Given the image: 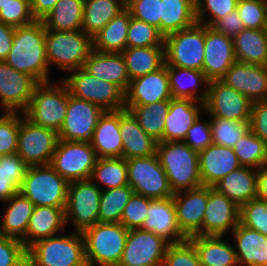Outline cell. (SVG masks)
<instances>
[{
	"mask_svg": "<svg viewBox=\"0 0 267 266\" xmlns=\"http://www.w3.org/2000/svg\"><path fill=\"white\" fill-rule=\"evenodd\" d=\"M220 80L253 103L267 100V66L236 61Z\"/></svg>",
	"mask_w": 267,
	"mask_h": 266,
	"instance_id": "obj_21",
	"label": "cell"
},
{
	"mask_svg": "<svg viewBox=\"0 0 267 266\" xmlns=\"http://www.w3.org/2000/svg\"><path fill=\"white\" fill-rule=\"evenodd\" d=\"M239 266H267V237L239 223L231 232Z\"/></svg>",
	"mask_w": 267,
	"mask_h": 266,
	"instance_id": "obj_28",
	"label": "cell"
},
{
	"mask_svg": "<svg viewBox=\"0 0 267 266\" xmlns=\"http://www.w3.org/2000/svg\"><path fill=\"white\" fill-rule=\"evenodd\" d=\"M90 180L101 190L128 185L126 159L123 157L98 158Z\"/></svg>",
	"mask_w": 267,
	"mask_h": 266,
	"instance_id": "obj_42",
	"label": "cell"
},
{
	"mask_svg": "<svg viewBox=\"0 0 267 266\" xmlns=\"http://www.w3.org/2000/svg\"><path fill=\"white\" fill-rule=\"evenodd\" d=\"M68 185L50 165L28 166L19 192L35 207L66 208Z\"/></svg>",
	"mask_w": 267,
	"mask_h": 266,
	"instance_id": "obj_7",
	"label": "cell"
},
{
	"mask_svg": "<svg viewBox=\"0 0 267 266\" xmlns=\"http://www.w3.org/2000/svg\"><path fill=\"white\" fill-rule=\"evenodd\" d=\"M83 69L99 80L116 84L124 92L128 88L130 78L127 74L125 59L121 53L92 50Z\"/></svg>",
	"mask_w": 267,
	"mask_h": 266,
	"instance_id": "obj_26",
	"label": "cell"
},
{
	"mask_svg": "<svg viewBox=\"0 0 267 266\" xmlns=\"http://www.w3.org/2000/svg\"><path fill=\"white\" fill-rule=\"evenodd\" d=\"M240 223L267 237V202L252 199L240 208Z\"/></svg>",
	"mask_w": 267,
	"mask_h": 266,
	"instance_id": "obj_51",
	"label": "cell"
},
{
	"mask_svg": "<svg viewBox=\"0 0 267 266\" xmlns=\"http://www.w3.org/2000/svg\"><path fill=\"white\" fill-rule=\"evenodd\" d=\"M27 266H88L81 232L36 241L27 248Z\"/></svg>",
	"mask_w": 267,
	"mask_h": 266,
	"instance_id": "obj_3",
	"label": "cell"
},
{
	"mask_svg": "<svg viewBox=\"0 0 267 266\" xmlns=\"http://www.w3.org/2000/svg\"><path fill=\"white\" fill-rule=\"evenodd\" d=\"M141 229L162 237L169 244L182 243L188 239L179 228L173 197L151 199Z\"/></svg>",
	"mask_w": 267,
	"mask_h": 266,
	"instance_id": "obj_23",
	"label": "cell"
},
{
	"mask_svg": "<svg viewBox=\"0 0 267 266\" xmlns=\"http://www.w3.org/2000/svg\"><path fill=\"white\" fill-rule=\"evenodd\" d=\"M253 102L221 80L209 81L205 115L250 123Z\"/></svg>",
	"mask_w": 267,
	"mask_h": 266,
	"instance_id": "obj_14",
	"label": "cell"
},
{
	"mask_svg": "<svg viewBox=\"0 0 267 266\" xmlns=\"http://www.w3.org/2000/svg\"><path fill=\"white\" fill-rule=\"evenodd\" d=\"M46 57L49 68L57 67L63 73L83 68L93 50L92 37L78 31L46 30ZM53 65V66H52Z\"/></svg>",
	"mask_w": 267,
	"mask_h": 266,
	"instance_id": "obj_4",
	"label": "cell"
},
{
	"mask_svg": "<svg viewBox=\"0 0 267 266\" xmlns=\"http://www.w3.org/2000/svg\"><path fill=\"white\" fill-rule=\"evenodd\" d=\"M121 54L130 80L154 72L165 64L164 46L127 47Z\"/></svg>",
	"mask_w": 267,
	"mask_h": 266,
	"instance_id": "obj_38",
	"label": "cell"
},
{
	"mask_svg": "<svg viewBox=\"0 0 267 266\" xmlns=\"http://www.w3.org/2000/svg\"><path fill=\"white\" fill-rule=\"evenodd\" d=\"M237 3L238 0H195L196 21L211 27L218 19L236 10Z\"/></svg>",
	"mask_w": 267,
	"mask_h": 266,
	"instance_id": "obj_48",
	"label": "cell"
},
{
	"mask_svg": "<svg viewBox=\"0 0 267 266\" xmlns=\"http://www.w3.org/2000/svg\"><path fill=\"white\" fill-rule=\"evenodd\" d=\"M236 10L245 29L267 28V0H238Z\"/></svg>",
	"mask_w": 267,
	"mask_h": 266,
	"instance_id": "obj_49",
	"label": "cell"
},
{
	"mask_svg": "<svg viewBox=\"0 0 267 266\" xmlns=\"http://www.w3.org/2000/svg\"><path fill=\"white\" fill-rule=\"evenodd\" d=\"M232 38L205 25L203 72L209 81L220 80L236 62Z\"/></svg>",
	"mask_w": 267,
	"mask_h": 266,
	"instance_id": "obj_20",
	"label": "cell"
},
{
	"mask_svg": "<svg viewBox=\"0 0 267 266\" xmlns=\"http://www.w3.org/2000/svg\"><path fill=\"white\" fill-rule=\"evenodd\" d=\"M216 32L224 34L227 37L234 38L239 32L245 29L243 22L239 17L237 10L227 14L225 17L218 19L212 26Z\"/></svg>",
	"mask_w": 267,
	"mask_h": 266,
	"instance_id": "obj_59",
	"label": "cell"
},
{
	"mask_svg": "<svg viewBox=\"0 0 267 266\" xmlns=\"http://www.w3.org/2000/svg\"><path fill=\"white\" fill-rule=\"evenodd\" d=\"M214 144L233 148L236 142L250 130V123L209 116Z\"/></svg>",
	"mask_w": 267,
	"mask_h": 266,
	"instance_id": "obj_46",
	"label": "cell"
},
{
	"mask_svg": "<svg viewBox=\"0 0 267 266\" xmlns=\"http://www.w3.org/2000/svg\"><path fill=\"white\" fill-rule=\"evenodd\" d=\"M196 22L195 0H161L160 32L164 36Z\"/></svg>",
	"mask_w": 267,
	"mask_h": 266,
	"instance_id": "obj_37",
	"label": "cell"
},
{
	"mask_svg": "<svg viewBox=\"0 0 267 266\" xmlns=\"http://www.w3.org/2000/svg\"><path fill=\"white\" fill-rule=\"evenodd\" d=\"M129 230L121 223H97L81 233L88 266H118Z\"/></svg>",
	"mask_w": 267,
	"mask_h": 266,
	"instance_id": "obj_5",
	"label": "cell"
},
{
	"mask_svg": "<svg viewBox=\"0 0 267 266\" xmlns=\"http://www.w3.org/2000/svg\"><path fill=\"white\" fill-rule=\"evenodd\" d=\"M125 5L126 0H85L82 30L95 36Z\"/></svg>",
	"mask_w": 267,
	"mask_h": 266,
	"instance_id": "obj_41",
	"label": "cell"
},
{
	"mask_svg": "<svg viewBox=\"0 0 267 266\" xmlns=\"http://www.w3.org/2000/svg\"><path fill=\"white\" fill-rule=\"evenodd\" d=\"M2 204L5 209L0 223V235L19 239L26 247V231L34 204L20 192Z\"/></svg>",
	"mask_w": 267,
	"mask_h": 266,
	"instance_id": "obj_33",
	"label": "cell"
},
{
	"mask_svg": "<svg viewBox=\"0 0 267 266\" xmlns=\"http://www.w3.org/2000/svg\"><path fill=\"white\" fill-rule=\"evenodd\" d=\"M101 193L90 179L69 182L65 220L72 231L82 232L99 222Z\"/></svg>",
	"mask_w": 267,
	"mask_h": 266,
	"instance_id": "obj_10",
	"label": "cell"
},
{
	"mask_svg": "<svg viewBox=\"0 0 267 266\" xmlns=\"http://www.w3.org/2000/svg\"><path fill=\"white\" fill-rule=\"evenodd\" d=\"M27 168L28 165L17 153L0 158V202L19 192Z\"/></svg>",
	"mask_w": 267,
	"mask_h": 266,
	"instance_id": "obj_43",
	"label": "cell"
},
{
	"mask_svg": "<svg viewBox=\"0 0 267 266\" xmlns=\"http://www.w3.org/2000/svg\"><path fill=\"white\" fill-rule=\"evenodd\" d=\"M105 111L92 102L75 98L68 90V107L59 139L90 142L100 117Z\"/></svg>",
	"mask_w": 267,
	"mask_h": 266,
	"instance_id": "obj_15",
	"label": "cell"
},
{
	"mask_svg": "<svg viewBox=\"0 0 267 266\" xmlns=\"http://www.w3.org/2000/svg\"><path fill=\"white\" fill-rule=\"evenodd\" d=\"M240 223V207L209 186V198L203 219L202 235L227 236Z\"/></svg>",
	"mask_w": 267,
	"mask_h": 266,
	"instance_id": "obj_19",
	"label": "cell"
},
{
	"mask_svg": "<svg viewBox=\"0 0 267 266\" xmlns=\"http://www.w3.org/2000/svg\"><path fill=\"white\" fill-rule=\"evenodd\" d=\"M59 0H30L32 15L36 20H42Z\"/></svg>",
	"mask_w": 267,
	"mask_h": 266,
	"instance_id": "obj_61",
	"label": "cell"
},
{
	"mask_svg": "<svg viewBox=\"0 0 267 266\" xmlns=\"http://www.w3.org/2000/svg\"><path fill=\"white\" fill-rule=\"evenodd\" d=\"M257 198L267 202V164L257 169Z\"/></svg>",
	"mask_w": 267,
	"mask_h": 266,
	"instance_id": "obj_62",
	"label": "cell"
},
{
	"mask_svg": "<svg viewBox=\"0 0 267 266\" xmlns=\"http://www.w3.org/2000/svg\"><path fill=\"white\" fill-rule=\"evenodd\" d=\"M2 113L0 115V152L2 155L15 154L17 152L20 112Z\"/></svg>",
	"mask_w": 267,
	"mask_h": 266,
	"instance_id": "obj_50",
	"label": "cell"
},
{
	"mask_svg": "<svg viewBox=\"0 0 267 266\" xmlns=\"http://www.w3.org/2000/svg\"><path fill=\"white\" fill-rule=\"evenodd\" d=\"M65 208L53 206L34 207L26 231V248L36 241L53 237L66 231ZM62 231V232H61Z\"/></svg>",
	"mask_w": 267,
	"mask_h": 266,
	"instance_id": "obj_31",
	"label": "cell"
},
{
	"mask_svg": "<svg viewBox=\"0 0 267 266\" xmlns=\"http://www.w3.org/2000/svg\"><path fill=\"white\" fill-rule=\"evenodd\" d=\"M233 41L237 61L267 66L266 29H243Z\"/></svg>",
	"mask_w": 267,
	"mask_h": 266,
	"instance_id": "obj_36",
	"label": "cell"
},
{
	"mask_svg": "<svg viewBox=\"0 0 267 266\" xmlns=\"http://www.w3.org/2000/svg\"><path fill=\"white\" fill-rule=\"evenodd\" d=\"M224 236L195 235L188 240L194 245L201 266H239L233 244Z\"/></svg>",
	"mask_w": 267,
	"mask_h": 266,
	"instance_id": "obj_34",
	"label": "cell"
},
{
	"mask_svg": "<svg viewBox=\"0 0 267 266\" xmlns=\"http://www.w3.org/2000/svg\"><path fill=\"white\" fill-rule=\"evenodd\" d=\"M169 243L141 228L130 229L118 266H163Z\"/></svg>",
	"mask_w": 267,
	"mask_h": 266,
	"instance_id": "obj_16",
	"label": "cell"
},
{
	"mask_svg": "<svg viewBox=\"0 0 267 266\" xmlns=\"http://www.w3.org/2000/svg\"><path fill=\"white\" fill-rule=\"evenodd\" d=\"M150 202V198L133 193L123 210L120 223L128 230L141 228L147 218Z\"/></svg>",
	"mask_w": 267,
	"mask_h": 266,
	"instance_id": "obj_54",
	"label": "cell"
},
{
	"mask_svg": "<svg viewBox=\"0 0 267 266\" xmlns=\"http://www.w3.org/2000/svg\"><path fill=\"white\" fill-rule=\"evenodd\" d=\"M125 7L92 37L93 50L98 52L122 53L127 48V31L131 19Z\"/></svg>",
	"mask_w": 267,
	"mask_h": 266,
	"instance_id": "obj_35",
	"label": "cell"
},
{
	"mask_svg": "<svg viewBox=\"0 0 267 266\" xmlns=\"http://www.w3.org/2000/svg\"><path fill=\"white\" fill-rule=\"evenodd\" d=\"M232 149L241 166L258 169L267 164V144L251 130L244 134Z\"/></svg>",
	"mask_w": 267,
	"mask_h": 266,
	"instance_id": "obj_45",
	"label": "cell"
},
{
	"mask_svg": "<svg viewBox=\"0 0 267 266\" xmlns=\"http://www.w3.org/2000/svg\"><path fill=\"white\" fill-rule=\"evenodd\" d=\"M209 198V186L174 193L176 217L181 232L190 238L202 235L203 219Z\"/></svg>",
	"mask_w": 267,
	"mask_h": 266,
	"instance_id": "obj_18",
	"label": "cell"
},
{
	"mask_svg": "<svg viewBox=\"0 0 267 266\" xmlns=\"http://www.w3.org/2000/svg\"><path fill=\"white\" fill-rule=\"evenodd\" d=\"M170 107V100H161L149 105H125L138 125L154 140L163 142L165 118Z\"/></svg>",
	"mask_w": 267,
	"mask_h": 266,
	"instance_id": "obj_40",
	"label": "cell"
},
{
	"mask_svg": "<svg viewBox=\"0 0 267 266\" xmlns=\"http://www.w3.org/2000/svg\"><path fill=\"white\" fill-rule=\"evenodd\" d=\"M85 0H59L42 19L46 30L78 31L82 29Z\"/></svg>",
	"mask_w": 267,
	"mask_h": 266,
	"instance_id": "obj_39",
	"label": "cell"
},
{
	"mask_svg": "<svg viewBox=\"0 0 267 266\" xmlns=\"http://www.w3.org/2000/svg\"><path fill=\"white\" fill-rule=\"evenodd\" d=\"M133 189L129 186L102 190L99 205V223H120L122 213Z\"/></svg>",
	"mask_w": 267,
	"mask_h": 266,
	"instance_id": "obj_44",
	"label": "cell"
},
{
	"mask_svg": "<svg viewBox=\"0 0 267 266\" xmlns=\"http://www.w3.org/2000/svg\"><path fill=\"white\" fill-rule=\"evenodd\" d=\"M38 82L30 75L0 61V110L21 112L28 107Z\"/></svg>",
	"mask_w": 267,
	"mask_h": 266,
	"instance_id": "obj_17",
	"label": "cell"
},
{
	"mask_svg": "<svg viewBox=\"0 0 267 266\" xmlns=\"http://www.w3.org/2000/svg\"><path fill=\"white\" fill-rule=\"evenodd\" d=\"M171 98L166 64L154 72L130 80L125 91V105H149Z\"/></svg>",
	"mask_w": 267,
	"mask_h": 266,
	"instance_id": "obj_22",
	"label": "cell"
},
{
	"mask_svg": "<svg viewBox=\"0 0 267 266\" xmlns=\"http://www.w3.org/2000/svg\"><path fill=\"white\" fill-rule=\"evenodd\" d=\"M168 78L174 99H190L205 103L208 96L209 80L203 71L168 66Z\"/></svg>",
	"mask_w": 267,
	"mask_h": 266,
	"instance_id": "obj_30",
	"label": "cell"
},
{
	"mask_svg": "<svg viewBox=\"0 0 267 266\" xmlns=\"http://www.w3.org/2000/svg\"><path fill=\"white\" fill-rule=\"evenodd\" d=\"M205 25H194L164 37V57L167 66L203 70Z\"/></svg>",
	"mask_w": 267,
	"mask_h": 266,
	"instance_id": "obj_9",
	"label": "cell"
},
{
	"mask_svg": "<svg viewBox=\"0 0 267 266\" xmlns=\"http://www.w3.org/2000/svg\"><path fill=\"white\" fill-rule=\"evenodd\" d=\"M119 129L120 110L105 111L90 141L98 158L122 157L123 143Z\"/></svg>",
	"mask_w": 267,
	"mask_h": 266,
	"instance_id": "obj_27",
	"label": "cell"
},
{
	"mask_svg": "<svg viewBox=\"0 0 267 266\" xmlns=\"http://www.w3.org/2000/svg\"><path fill=\"white\" fill-rule=\"evenodd\" d=\"M198 154L200 178L204 186L214 187L224 176L241 167L230 147L211 143Z\"/></svg>",
	"mask_w": 267,
	"mask_h": 266,
	"instance_id": "obj_24",
	"label": "cell"
},
{
	"mask_svg": "<svg viewBox=\"0 0 267 266\" xmlns=\"http://www.w3.org/2000/svg\"><path fill=\"white\" fill-rule=\"evenodd\" d=\"M204 103L190 99H170L165 118L163 141H184L187 130L204 113Z\"/></svg>",
	"mask_w": 267,
	"mask_h": 266,
	"instance_id": "obj_25",
	"label": "cell"
},
{
	"mask_svg": "<svg viewBox=\"0 0 267 266\" xmlns=\"http://www.w3.org/2000/svg\"><path fill=\"white\" fill-rule=\"evenodd\" d=\"M202 114L194 124L187 130L184 142L196 151H201L209 146L212 141V131L208 120H202Z\"/></svg>",
	"mask_w": 267,
	"mask_h": 266,
	"instance_id": "obj_57",
	"label": "cell"
},
{
	"mask_svg": "<svg viewBox=\"0 0 267 266\" xmlns=\"http://www.w3.org/2000/svg\"><path fill=\"white\" fill-rule=\"evenodd\" d=\"M214 188L241 208L257 198V169L241 166L224 176Z\"/></svg>",
	"mask_w": 267,
	"mask_h": 266,
	"instance_id": "obj_32",
	"label": "cell"
},
{
	"mask_svg": "<svg viewBox=\"0 0 267 266\" xmlns=\"http://www.w3.org/2000/svg\"><path fill=\"white\" fill-rule=\"evenodd\" d=\"M90 142L59 139L50 166L68 182L88 180L97 162Z\"/></svg>",
	"mask_w": 267,
	"mask_h": 266,
	"instance_id": "obj_12",
	"label": "cell"
},
{
	"mask_svg": "<svg viewBox=\"0 0 267 266\" xmlns=\"http://www.w3.org/2000/svg\"><path fill=\"white\" fill-rule=\"evenodd\" d=\"M58 141L57 131L36 125L20 112L16 153L28 166L49 165Z\"/></svg>",
	"mask_w": 267,
	"mask_h": 266,
	"instance_id": "obj_13",
	"label": "cell"
},
{
	"mask_svg": "<svg viewBox=\"0 0 267 266\" xmlns=\"http://www.w3.org/2000/svg\"><path fill=\"white\" fill-rule=\"evenodd\" d=\"M120 135L122 137L124 159L149 157L156 154L157 141L149 136L134 116L126 109L120 110Z\"/></svg>",
	"mask_w": 267,
	"mask_h": 266,
	"instance_id": "obj_29",
	"label": "cell"
},
{
	"mask_svg": "<svg viewBox=\"0 0 267 266\" xmlns=\"http://www.w3.org/2000/svg\"><path fill=\"white\" fill-rule=\"evenodd\" d=\"M61 80L75 98L92 102L104 111L125 109V92L119 86L99 80L83 68L68 72Z\"/></svg>",
	"mask_w": 267,
	"mask_h": 266,
	"instance_id": "obj_8",
	"label": "cell"
},
{
	"mask_svg": "<svg viewBox=\"0 0 267 266\" xmlns=\"http://www.w3.org/2000/svg\"><path fill=\"white\" fill-rule=\"evenodd\" d=\"M163 266H201L194 245L187 239L167 246Z\"/></svg>",
	"mask_w": 267,
	"mask_h": 266,
	"instance_id": "obj_52",
	"label": "cell"
},
{
	"mask_svg": "<svg viewBox=\"0 0 267 266\" xmlns=\"http://www.w3.org/2000/svg\"><path fill=\"white\" fill-rule=\"evenodd\" d=\"M11 2H13V0H0V9L2 6L8 5Z\"/></svg>",
	"mask_w": 267,
	"mask_h": 266,
	"instance_id": "obj_63",
	"label": "cell"
},
{
	"mask_svg": "<svg viewBox=\"0 0 267 266\" xmlns=\"http://www.w3.org/2000/svg\"><path fill=\"white\" fill-rule=\"evenodd\" d=\"M128 185L134 194L150 199L173 197L168 178L157 153L149 157L126 159Z\"/></svg>",
	"mask_w": 267,
	"mask_h": 266,
	"instance_id": "obj_11",
	"label": "cell"
},
{
	"mask_svg": "<svg viewBox=\"0 0 267 266\" xmlns=\"http://www.w3.org/2000/svg\"><path fill=\"white\" fill-rule=\"evenodd\" d=\"M15 28L0 22V61H5L13 45Z\"/></svg>",
	"mask_w": 267,
	"mask_h": 266,
	"instance_id": "obj_60",
	"label": "cell"
},
{
	"mask_svg": "<svg viewBox=\"0 0 267 266\" xmlns=\"http://www.w3.org/2000/svg\"><path fill=\"white\" fill-rule=\"evenodd\" d=\"M164 37L158 28L131 17L127 31V47L164 46Z\"/></svg>",
	"mask_w": 267,
	"mask_h": 266,
	"instance_id": "obj_47",
	"label": "cell"
},
{
	"mask_svg": "<svg viewBox=\"0 0 267 266\" xmlns=\"http://www.w3.org/2000/svg\"><path fill=\"white\" fill-rule=\"evenodd\" d=\"M250 130L267 144V100L252 104Z\"/></svg>",
	"mask_w": 267,
	"mask_h": 266,
	"instance_id": "obj_58",
	"label": "cell"
},
{
	"mask_svg": "<svg viewBox=\"0 0 267 266\" xmlns=\"http://www.w3.org/2000/svg\"><path fill=\"white\" fill-rule=\"evenodd\" d=\"M59 81L38 83L33 91L31 101L23 112L31 122L57 132L61 129L68 107V88Z\"/></svg>",
	"mask_w": 267,
	"mask_h": 266,
	"instance_id": "obj_6",
	"label": "cell"
},
{
	"mask_svg": "<svg viewBox=\"0 0 267 266\" xmlns=\"http://www.w3.org/2000/svg\"><path fill=\"white\" fill-rule=\"evenodd\" d=\"M156 153L173 193L202 186L198 151L184 141H163Z\"/></svg>",
	"mask_w": 267,
	"mask_h": 266,
	"instance_id": "obj_2",
	"label": "cell"
},
{
	"mask_svg": "<svg viewBox=\"0 0 267 266\" xmlns=\"http://www.w3.org/2000/svg\"><path fill=\"white\" fill-rule=\"evenodd\" d=\"M35 20L31 11L30 0H13L0 9V22L14 28L28 25Z\"/></svg>",
	"mask_w": 267,
	"mask_h": 266,
	"instance_id": "obj_53",
	"label": "cell"
},
{
	"mask_svg": "<svg viewBox=\"0 0 267 266\" xmlns=\"http://www.w3.org/2000/svg\"><path fill=\"white\" fill-rule=\"evenodd\" d=\"M0 266H27V248L21 240L0 235Z\"/></svg>",
	"mask_w": 267,
	"mask_h": 266,
	"instance_id": "obj_55",
	"label": "cell"
},
{
	"mask_svg": "<svg viewBox=\"0 0 267 266\" xmlns=\"http://www.w3.org/2000/svg\"><path fill=\"white\" fill-rule=\"evenodd\" d=\"M125 7L131 16L159 29L161 0H126Z\"/></svg>",
	"mask_w": 267,
	"mask_h": 266,
	"instance_id": "obj_56",
	"label": "cell"
},
{
	"mask_svg": "<svg viewBox=\"0 0 267 266\" xmlns=\"http://www.w3.org/2000/svg\"><path fill=\"white\" fill-rule=\"evenodd\" d=\"M45 36L42 20L16 27L13 45L5 62L15 70L30 75L38 83L49 82L51 68L46 57Z\"/></svg>",
	"mask_w": 267,
	"mask_h": 266,
	"instance_id": "obj_1",
	"label": "cell"
}]
</instances>
